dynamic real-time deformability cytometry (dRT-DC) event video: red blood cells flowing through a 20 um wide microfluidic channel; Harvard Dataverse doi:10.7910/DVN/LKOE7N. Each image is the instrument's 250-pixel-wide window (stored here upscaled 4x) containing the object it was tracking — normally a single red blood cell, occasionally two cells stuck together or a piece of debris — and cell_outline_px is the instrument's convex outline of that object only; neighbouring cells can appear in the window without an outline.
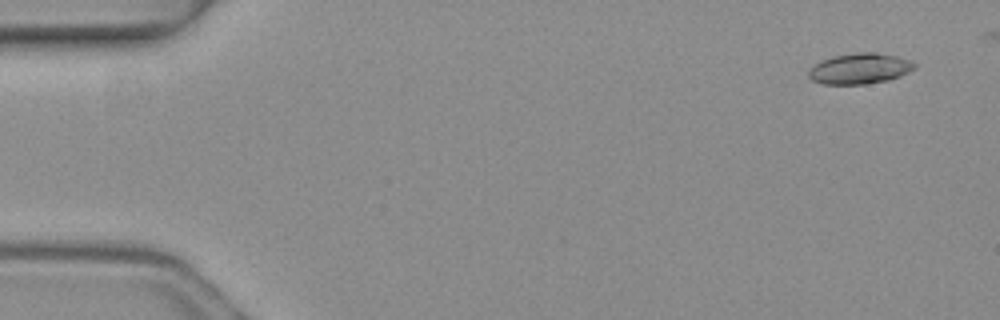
{"species": "common noctule bat (a hibernating species)", "species_latin": "Nyctalus noctula", "temperature_condition": "warm", "stored_images_in_passage": 4, "camera_frame_rate_fps": 3000, "um_per_image_px": 0.085, "animal": {"sex": "female", "body_mass_g": 19.3, "forearm_length_mm": 54.1}, "frame": {"image": 1, "passage_image": 1, "time_ms": 0.0, "image_size_px": [1000, 320], "cell_outline_px": [[916, 68], [900, 76], [888, 80], [864, 84], [824, 84], [812, 80], [808, 76], [808, 68], [820, 60], [832, 56], [856, 52], [876, 52], [896, 56], [912, 60], [916, 64]], "centroid_in_image_um": [73.06, 5.82], "position_along_channel_um": 11.9, "area_um2": 19.19}}
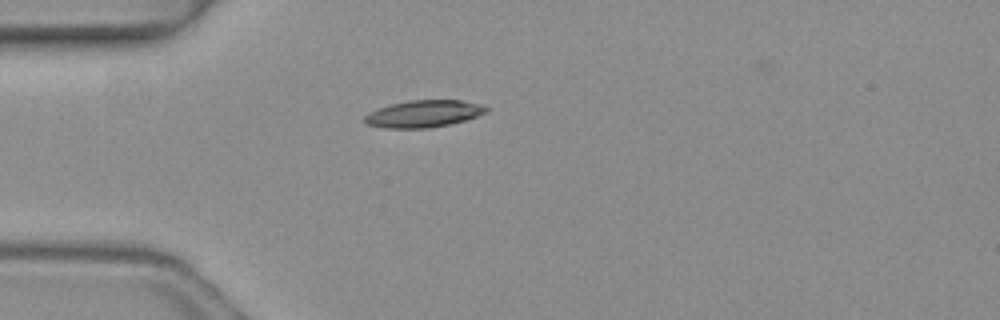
{"frame": {"image": 2, "passage_image": 3, "time_ms": 0.667, "image_size_px": [1000, 320], "cell_outline_px": [[488, 112], [464, 120], [448, 124], [428, 128], [384, 128], [368, 124], [364, 120], [364, 116], [368, 112], [392, 104], [408, 100], [460, 100], [480, 104], [488, 108]], "centroid_in_image_um": [36.0, 9.66], "position_along_channel_um": 49.0, "area_um2": 18.96}}